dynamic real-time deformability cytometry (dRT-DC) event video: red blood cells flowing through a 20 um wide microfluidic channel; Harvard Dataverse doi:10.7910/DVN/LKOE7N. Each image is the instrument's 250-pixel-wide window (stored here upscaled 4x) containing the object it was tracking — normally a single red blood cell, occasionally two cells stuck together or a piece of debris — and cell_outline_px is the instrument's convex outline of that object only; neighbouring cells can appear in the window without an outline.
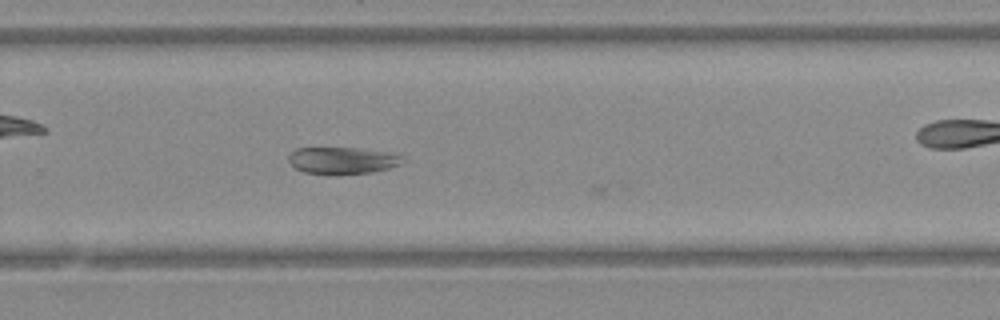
{"species": "Egyptian fruit bat (a non-hibernating species)", "species_latin": "Rousettus aegyptiacus", "temperature_condition": "warm", "stored_images_in_passage": 30, "camera_frame_rate_fps": 3000, "um_per_image_px": 0.085, "animal": {"sex": "female"}, "frame": {"image": 1, "passage_image": 29, "time_ms": 9.333, "image_size_px": [1000, 320], "cell_outline_px": [[408, 160], [400, 164], [388, 168], [372, 172], [340, 176], [328, 176], [304, 172], [296, 168], [288, 160], [288, 156], [296, 148], [360, 148], [396, 152], [404, 156]], "centroid_in_image_um": [29.19, 13.66], "position_along_channel_um": 300.6, "area_um2": 18.67}}